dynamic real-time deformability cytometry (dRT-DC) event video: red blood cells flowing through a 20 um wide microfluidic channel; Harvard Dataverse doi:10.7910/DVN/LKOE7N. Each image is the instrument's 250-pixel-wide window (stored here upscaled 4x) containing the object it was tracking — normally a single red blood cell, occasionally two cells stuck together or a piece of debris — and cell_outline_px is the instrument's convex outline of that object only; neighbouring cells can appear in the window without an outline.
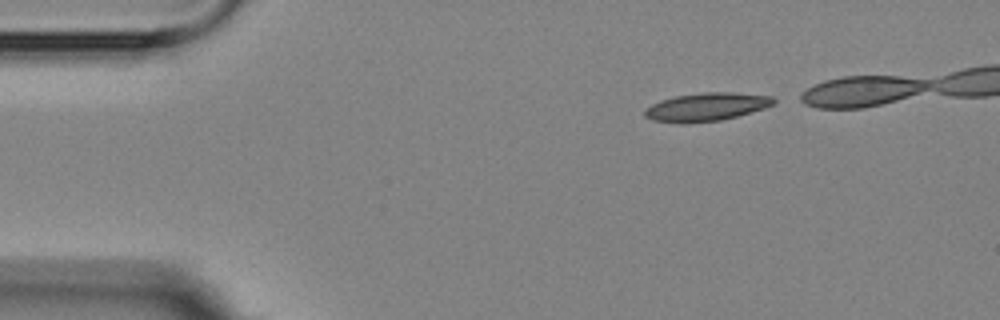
{"species": "Egyptian fruit bat (a non-hibernating species)", "species_latin": "Rousettus aegyptiacus", "temperature_condition": "room temperature", "stored_images_in_passage": 7, "camera_frame_rate_fps": 3000, "um_per_image_px": 0.085, "animal": {"sex": "female"}, "frame": {"image": 1, "passage_image": 1, "time_ms": 0.0, "image_size_px": [1000, 320], "cell_outline_px": [[776, 104], [764, 108], [736, 116], [720, 120], [684, 124], [680, 124], [652, 120], [644, 116], [644, 108], [660, 100], [672, 96], [704, 92], [732, 92], [772, 96], [776, 100]], "centroid_in_image_um": [60.0, 9.09], "position_along_channel_um": 25.0, "area_um2": 21.44}}
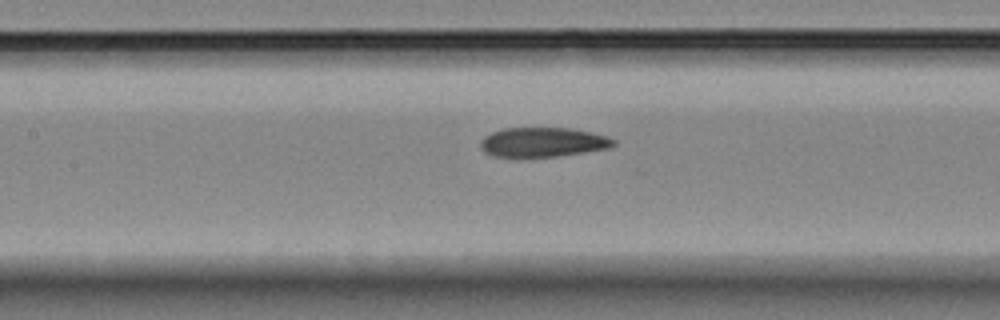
{"frame": {"image": 2, "passage_image": 6, "time_ms": 7.333, "image_size_px": [1000, 320], "cell_outline_px": [[616, 144], [608, 148], [584, 152], [556, 156], [496, 156], [484, 152], [480, 148], [480, 140], [484, 136], [492, 132], [504, 128], [568, 128], [592, 132], [608, 136], [616, 140]], "centroid_in_image_um": [46.15, 12.07], "position_along_channel_um": 161.2, "area_um2": 22.72}}